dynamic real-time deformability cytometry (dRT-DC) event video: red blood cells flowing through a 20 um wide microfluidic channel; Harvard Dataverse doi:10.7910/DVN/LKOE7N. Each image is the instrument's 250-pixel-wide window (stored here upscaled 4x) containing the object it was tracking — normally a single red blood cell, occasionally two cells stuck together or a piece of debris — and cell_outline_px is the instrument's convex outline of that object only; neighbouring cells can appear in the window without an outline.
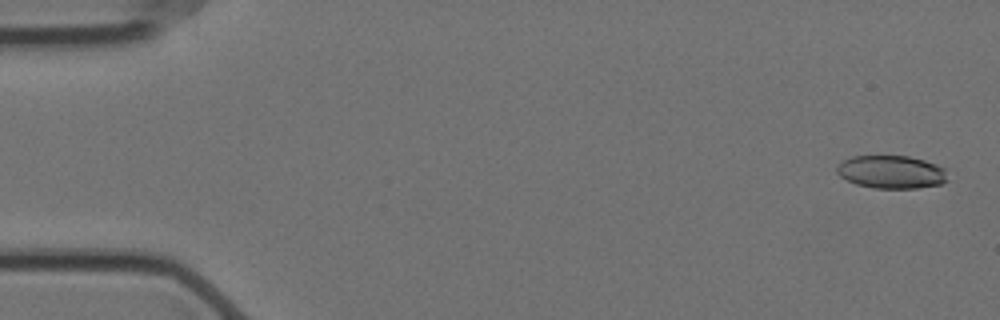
{"species": "Egyptian fruit bat (a non-hibernating species)", "species_latin": "Rousettus aegyptiacus", "temperature_condition": "cold", "stored_images_in_passage": 58, "camera_frame_rate_fps": 3000, "um_per_image_px": 0.085, "animal": {"sex": "female"}, "frame": {"image": 1, "passage_image": 2, "time_ms": 0.333, "image_size_px": [1000, 320], "cell_outline_px": [[948, 180], [940, 184], [916, 188], [872, 188], [856, 184], [840, 176], [836, 172], [836, 168], [844, 160], [852, 156], [908, 156], [924, 160], [936, 164], [944, 168]], "centroid_in_image_um": [75.76, 14.62], "position_along_channel_um": 9.2, "area_um2": 21.21}}
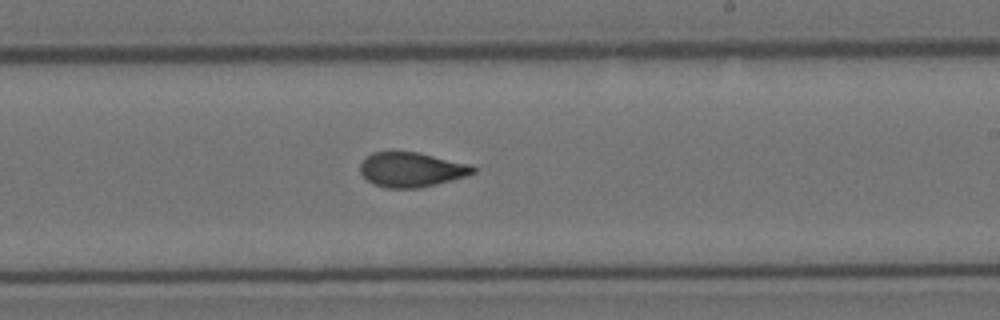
{"frame": {"image": 2, "passage_image": 34, "time_ms": 11.0, "image_size_px": [1000, 320], "cell_outline_px": [[476, 172], [464, 176], [436, 184], [420, 188], [384, 188], [372, 184], [360, 172], [360, 164], [372, 152], [416, 152], [472, 164], [476, 168]], "centroid_in_image_um": [34.97, 14.42], "position_along_channel_um": 254.0, "area_um2": 22.72}}
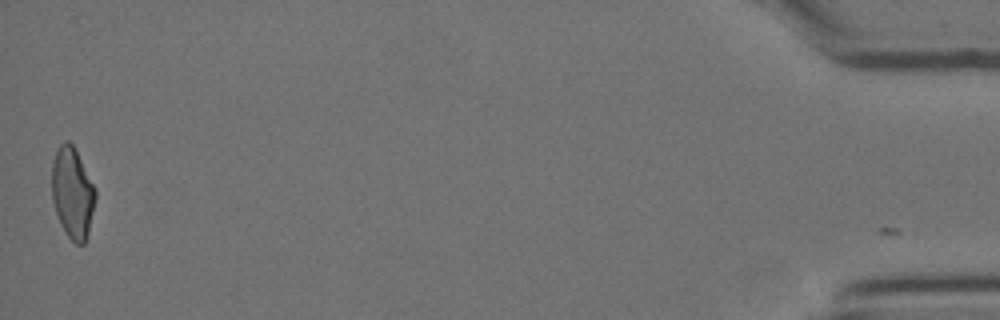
{"frame": {"image": 3, "passage_image": 57, "time_ms": 18.667, "image_size_px": [1000, 320], "cell_outline_px": [[96, 196], [88, 232], [84, 244], [76, 244], [64, 232], [60, 224], [52, 200], [52, 164], [56, 148], [64, 140], [68, 140], [72, 144], [96, 188]], "centroid_in_image_um": [6.15, 16.38], "position_along_channel_um": 429.1, "area_um2": 23.06}, "authors_computed_cell_mechanics": {"area_um2": 22.9755, "velocity_mm_per_s": 3.5202, "shape_relaxation_time_tau1_ms": 8.9372, "shape_relaxation_time_tau2_ms": 1.8866, "deformation_change_tau1": 0.2225, "deformation_change_tau2": 0.0873}}